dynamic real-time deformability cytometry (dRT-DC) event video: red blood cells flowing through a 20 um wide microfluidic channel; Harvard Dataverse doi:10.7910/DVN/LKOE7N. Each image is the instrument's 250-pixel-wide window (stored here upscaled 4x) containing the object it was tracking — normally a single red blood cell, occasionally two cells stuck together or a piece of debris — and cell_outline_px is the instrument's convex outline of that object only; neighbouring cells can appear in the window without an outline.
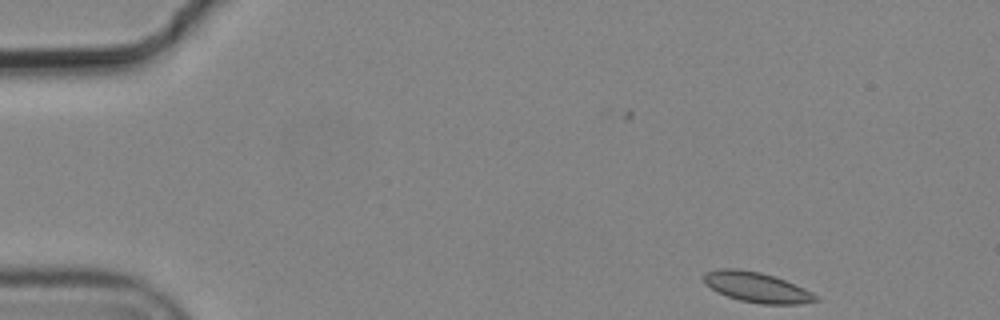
{"species": "common noctule bat (a hibernating species)", "species_latin": "Nyctalus noctula", "temperature_condition": "cold", "stored_images_in_passage": 3, "camera_frame_rate_fps": 3000, "um_per_image_px": 0.085, "animal": {"sex": "male", "body_mass_g": 19.2, "forearm_length_mm": 51.8}, "frame": {"image": 1, "passage_image": 1, "time_ms": 0.0, "image_size_px": [1000, 320], "cell_outline_px": [[820, 300], [800, 304], [760, 304], [740, 300], [728, 296], [704, 284], [704, 272], [720, 268], [736, 268], [760, 272], [784, 280], [804, 288], [820, 296]], "centroid_in_image_um": [64.35, 24.42], "position_along_channel_um": 20.6, "area_um2": 19.59}}